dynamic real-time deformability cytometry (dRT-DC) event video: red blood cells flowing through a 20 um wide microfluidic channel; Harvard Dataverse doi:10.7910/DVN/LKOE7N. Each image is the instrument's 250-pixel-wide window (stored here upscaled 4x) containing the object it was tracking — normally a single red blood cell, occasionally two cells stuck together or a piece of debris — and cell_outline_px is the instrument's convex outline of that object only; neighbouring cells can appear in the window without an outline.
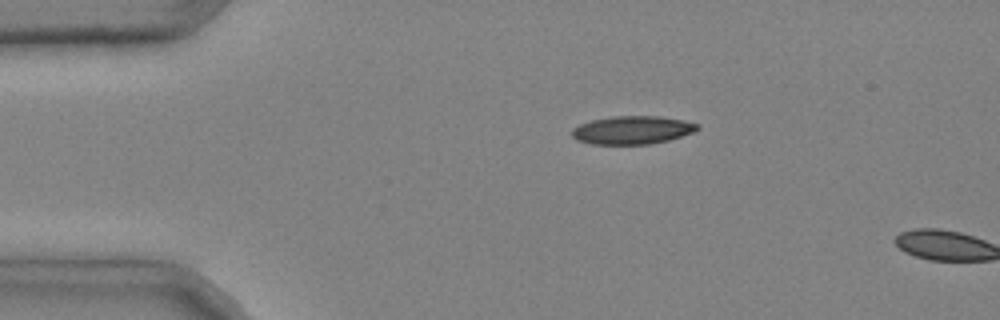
{"species": "common noctule bat (a hibernating species)", "species_latin": "Nyctalus noctula", "temperature_condition": "cold", "stored_images_in_passage": 4, "camera_frame_rate_fps": 3000, "um_per_image_px": 0.085, "animal": {"sex": "male", "body_mass_g": 20.4}, "frame": {"image": 1, "passage_image": 3, "time_ms": 0.667, "image_size_px": [1000, 320], "cell_outline_px": [[700, 128], [696, 132], [668, 140], [648, 144], [592, 144], [576, 140], [572, 136], [572, 128], [580, 124], [592, 120], [612, 116], [660, 116], [684, 120], [700, 124]], "centroid_in_image_um": [53.78, 11.05], "position_along_channel_um": 31.2, "area_um2": 20.75}}